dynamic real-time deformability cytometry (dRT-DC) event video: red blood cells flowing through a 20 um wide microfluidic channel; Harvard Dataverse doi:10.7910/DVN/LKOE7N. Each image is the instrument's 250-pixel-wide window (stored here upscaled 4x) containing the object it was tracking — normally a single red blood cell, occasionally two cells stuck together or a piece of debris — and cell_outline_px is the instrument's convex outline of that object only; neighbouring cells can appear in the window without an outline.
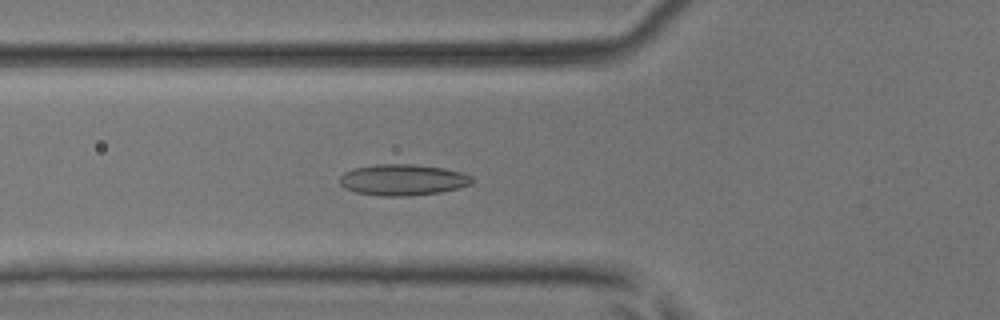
{"species": "common noctule bat (a hibernating species)", "species_latin": "Nyctalus noctula", "temperature_condition": "room temperature", "stored_images_in_passage": 51, "camera_frame_rate_fps": 3000, "um_per_image_px": 0.085, "animal": {"sex": "male", "body_mass_g": 17.9, "forearm_length_mm": 54.2}, "frame": {"image": 1, "passage_image": 19, "time_ms": 6.0, "image_size_px": [1000, 320], "cell_outline_px": [[472, 184], [440, 192], [408, 196], [380, 196], [356, 192], [344, 188], [340, 184], [340, 176], [344, 172], [352, 168], [376, 164], [412, 164], [444, 168], [464, 172], [472, 176]], "centroid_in_image_um": [34.22, 15.28], "position_along_channel_um": 91.6, "area_um2": 24.16}}
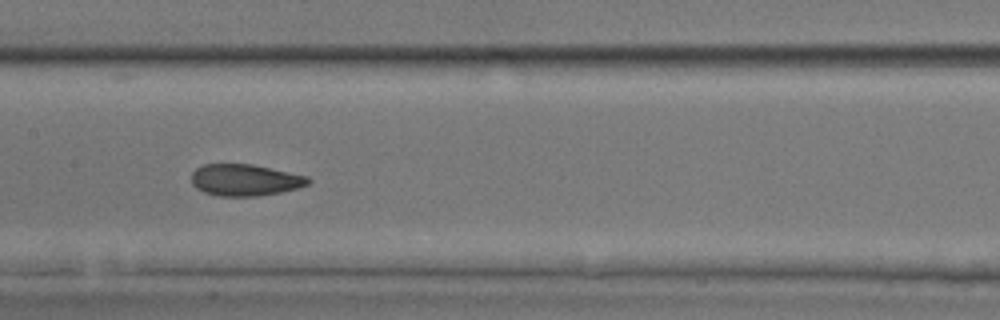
{"frame": {"image": 2, "passage_image": 26, "time_ms": 8.333, "image_size_px": [1000, 320], "cell_outline_px": [[312, 180], [308, 184], [296, 188], [280, 192], [256, 196], [220, 196], [204, 192], [196, 188], [192, 184], [192, 172], [196, 168], [204, 164], [252, 164], [308, 176]], "centroid_in_image_um": [20.81, 15.29], "position_along_channel_um": 186.6, "area_um2": 21.44}}
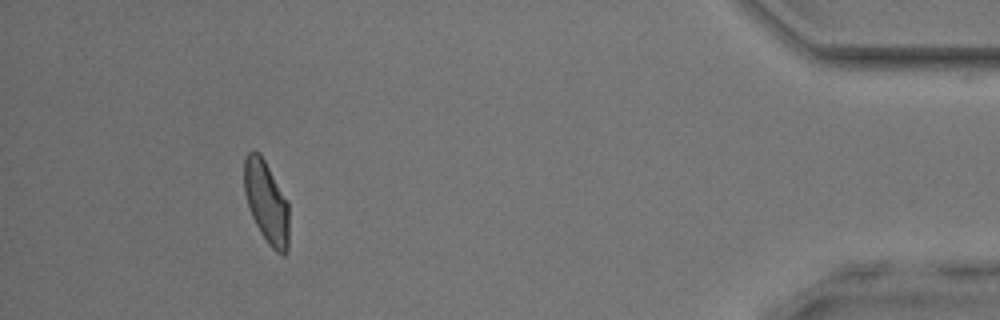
{"frame": {"image": 3, "passage_image": 47, "time_ms": 15.333, "image_size_px": [1000, 320], "cell_outline_px": [[288, 252], [284, 256], [276, 252], [268, 244], [260, 232], [252, 216], [244, 192], [244, 160], [248, 152], [260, 152], [288, 200]], "centroid_in_image_um": [22.66, 17.19], "position_along_channel_um": 412.5, "area_um2": 21.56}, "authors_computed_cell_mechanics": {"area_um2": 22.3108, "velocity_mm_per_s": 4.0707, "shape_relaxation_time_tau1_ms": 10.1149, "shape_relaxation_time_tau2_ms": 1.6875, "deformation_change_tau1": 0.199, "deformation_change_tau2": 0.0787}}